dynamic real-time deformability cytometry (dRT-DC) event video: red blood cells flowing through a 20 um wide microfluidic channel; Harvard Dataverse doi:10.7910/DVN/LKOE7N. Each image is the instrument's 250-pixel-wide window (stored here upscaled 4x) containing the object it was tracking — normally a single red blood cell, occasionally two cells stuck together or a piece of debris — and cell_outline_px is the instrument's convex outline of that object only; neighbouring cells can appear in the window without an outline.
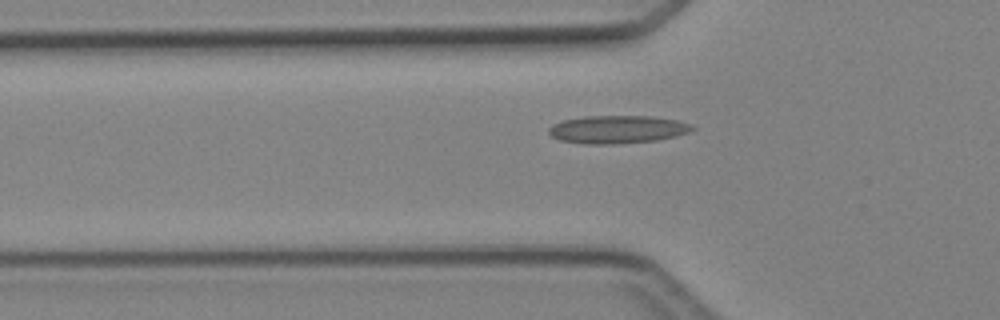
{"species": "Egyptian fruit bat (a non-hibernating species)", "species_latin": "Rousettus aegyptiacus", "temperature_condition": "cold", "stored_images_in_passage": 4, "camera_frame_rate_fps": 3000, "um_per_image_px": 0.085, "animal": {"sex": "female"}, "frame": {"image": 1, "passage_image": 4, "time_ms": 4.333, "image_size_px": [1000, 320], "cell_outline_px": [[696, 128], [688, 132], [676, 136], [656, 140], [612, 144], [584, 144], [560, 140], [552, 136], [548, 132], [548, 128], [552, 124], [564, 120], [584, 116], [652, 116], [676, 120], [692, 124]], "centroid_in_image_um": [52.47, 10.99], "position_along_channel_um": 73.3, "area_um2": 23.35}}